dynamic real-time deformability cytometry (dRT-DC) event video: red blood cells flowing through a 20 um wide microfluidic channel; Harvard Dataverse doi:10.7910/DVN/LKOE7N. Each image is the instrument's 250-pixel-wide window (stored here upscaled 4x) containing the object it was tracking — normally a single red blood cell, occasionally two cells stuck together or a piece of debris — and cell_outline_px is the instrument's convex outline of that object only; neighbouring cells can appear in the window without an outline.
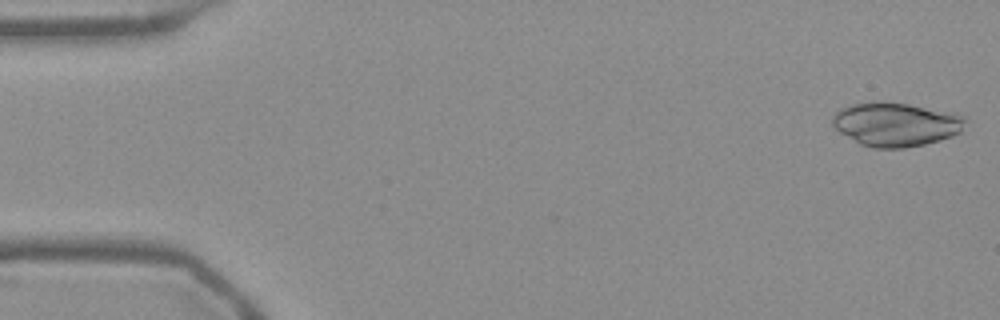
{"species": "Egyptian fruit bat (a non-hibernating species)", "species_latin": "Rousettus aegyptiacus", "temperature_condition": "warm", "stored_images_in_passage": 6, "camera_frame_rate_fps": 3000, "um_per_image_px": 0.085, "frame": {"image": 1, "passage_image": 1, "time_ms": 0.0, "image_size_px": [1000, 320], "cell_outline_px": [[968, 120], [960, 132], [952, 136], [940, 140], [924, 144], [904, 148], [872, 148], [860, 144], [840, 132], [832, 124], [832, 116], [840, 108], [852, 104], [876, 100], [880, 100], [908, 104], [952, 112], [964, 116]], "centroid_in_image_um": [76.15, 10.55], "position_along_channel_um": 8.9, "area_um2": 34.22}}